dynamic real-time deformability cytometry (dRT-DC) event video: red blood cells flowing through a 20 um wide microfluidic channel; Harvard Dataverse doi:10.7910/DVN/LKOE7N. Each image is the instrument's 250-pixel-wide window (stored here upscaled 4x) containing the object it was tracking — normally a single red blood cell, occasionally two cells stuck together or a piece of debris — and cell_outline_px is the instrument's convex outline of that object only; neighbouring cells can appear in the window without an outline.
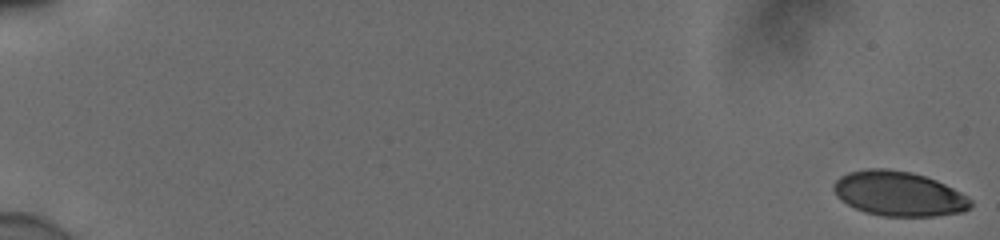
{"species": "human", "species_latin": "Homo sapiens", "temperature_condition": "cold", "stored_images_in_passage": 56, "camera_frame_rate_fps": 3000, "um_per_image_px": 0.085, "donor": {"sex": "male"}, "frame": {"image": 1, "passage_image": 1, "time_ms": 0.0, "image_size_px": [1000, 240], "cell_outline_px": [[972, 208], [964, 212], [936, 216], [884, 216], [864, 212], [848, 204], [836, 196], [832, 188], [832, 184], [840, 176], [848, 172], [868, 168], [888, 168], [912, 172], [936, 180], [968, 196], [972, 200]], "centroid_in_image_um": [76.4, 16.46], "position_along_channel_um": 8.6, "area_um2": 35.95}}
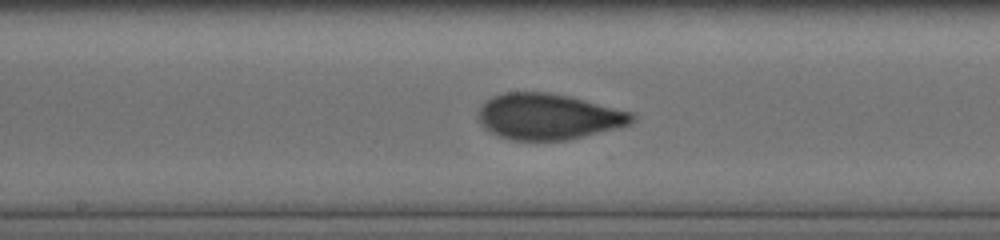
{"frame": {"image": 2, "passage_image": 32, "time_ms": 10.333, "image_size_px": [1000, 240], "cell_outline_px": [[636, 120], [632, 124], [620, 128], [568, 140], [512, 140], [488, 132], [480, 124], [480, 108], [492, 96], [504, 92], [544, 92], [568, 96], [636, 112]], "centroid_in_image_um": [46.69, 9.92], "position_along_channel_um": 201.5, "area_um2": 41.44}}
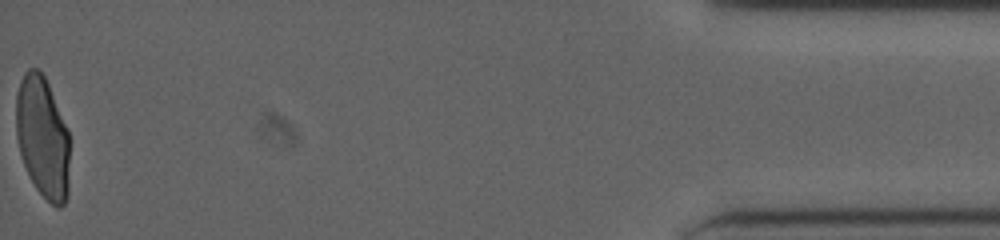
{"frame": {"image": 3, "passage_image": 56, "time_ms": 18.333, "image_size_px": [1000, 240], "cell_outline_px": [[68, 196], [64, 204], [60, 208], [56, 208], [36, 188], [24, 164], [20, 152], [16, 136], [16, 92], [20, 80], [24, 72], [28, 68], [36, 68], [44, 76], [48, 84], [68, 132]], "centroid_in_image_um": [3.6, 11.66], "position_along_channel_um": 431.6, "area_um2": 37.63}, "authors_computed_cell_mechanics": {"area_um2": 39.5063, "velocity_mm_per_s": 3.9057, "shape_relaxation_time_tau1_ms": 7.8542, "shape_relaxation_time_tau2_ms": 0.7159, "deformation_change_tau1": 0.2241, "deformation_change_tau2": 0.0634}}